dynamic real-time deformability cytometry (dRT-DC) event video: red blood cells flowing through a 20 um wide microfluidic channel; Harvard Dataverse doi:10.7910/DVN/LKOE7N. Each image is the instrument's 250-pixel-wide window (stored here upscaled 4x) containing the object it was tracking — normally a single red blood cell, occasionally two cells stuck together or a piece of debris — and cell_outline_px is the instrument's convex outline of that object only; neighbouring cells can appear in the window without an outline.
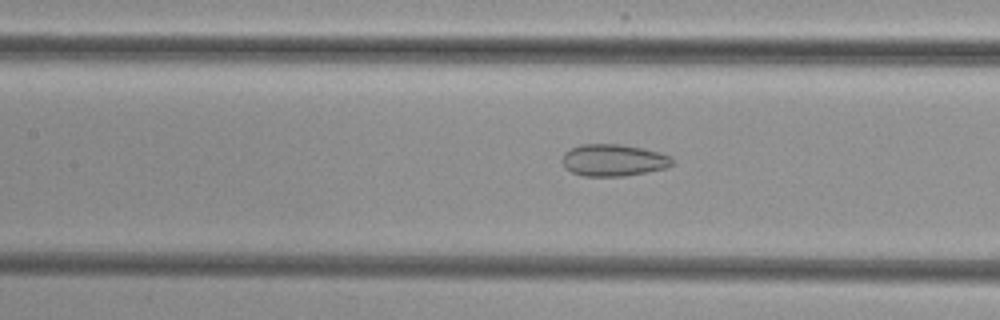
{"species": "common noctule bat (a hibernating species)", "species_latin": "Nyctalus noctula", "temperature_condition": "cold", "stored_images_in_passage": 54, "camera_frame_rate_fps": 3000, "um_per_image_px": 0.085, "animal": {"sex": "female", "body_mass_g": 29.2, "forearm_length_mm": 56.3}, "frame": {"image": 1, "passage_image": 25, "time_ms": 8.0, "image_size_px": [1000, 320], "cell_outline_px": [[676, 160], [668, 168], [624, 176], [584, 176], [572, 172], [564, 168], [560, 160], [564, 152], [580, 144], [620, 144], [644, 148], [660, 152], [672, 156]], "centroid_in_image_um": [52.16, 13.61], "position_along_channel_um": 155.2, "area_um2": 20.87}}
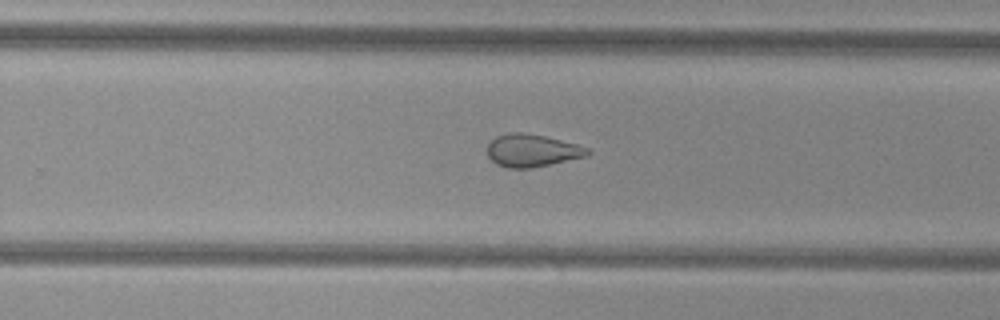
{"frame": {"image": 2, "passage_image": 35, "time_ms": 11.333, "image_size_px": [1000, 320], "cell_outline_px": [[592, 152], [584, 156], [532, 168], [508, 168], [496, 164], [488, 156], [488, 144], [496, 136], [508, 132], [520, 132], [544, 136], [576, 144], [588, 148]], "centroid_in_image_um": [45.18, 12.79], "position_along_channel_um": 284.6, "area_um2": 18.79}}
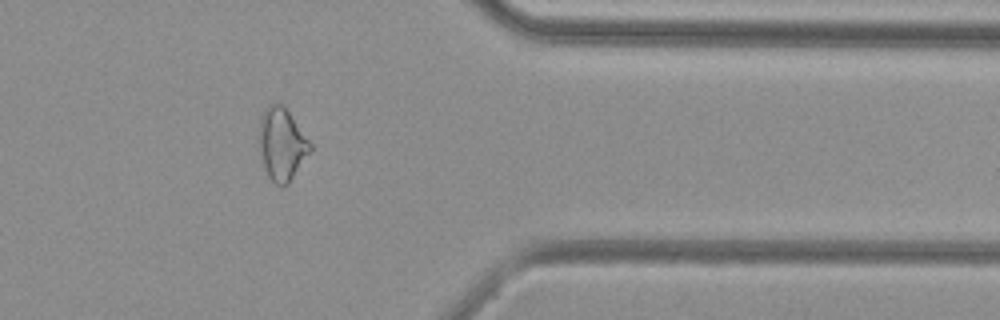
{"frame": {"image": 3, "passage_image": 44, "time_ms": 14.333, "image_size_px": [1000, 320], "cell_outline_px": [[312, 152], [288, 184], [284, 188], [280, 188], [268, 176], [260, 152], [260, 116], [272, 104], [280, 104], [288, 112], [312, 144]], "centroid_in_image_um": [23.99, 12.33], "position_along_channel_um": 387.4, "area_um2": 21.21}}